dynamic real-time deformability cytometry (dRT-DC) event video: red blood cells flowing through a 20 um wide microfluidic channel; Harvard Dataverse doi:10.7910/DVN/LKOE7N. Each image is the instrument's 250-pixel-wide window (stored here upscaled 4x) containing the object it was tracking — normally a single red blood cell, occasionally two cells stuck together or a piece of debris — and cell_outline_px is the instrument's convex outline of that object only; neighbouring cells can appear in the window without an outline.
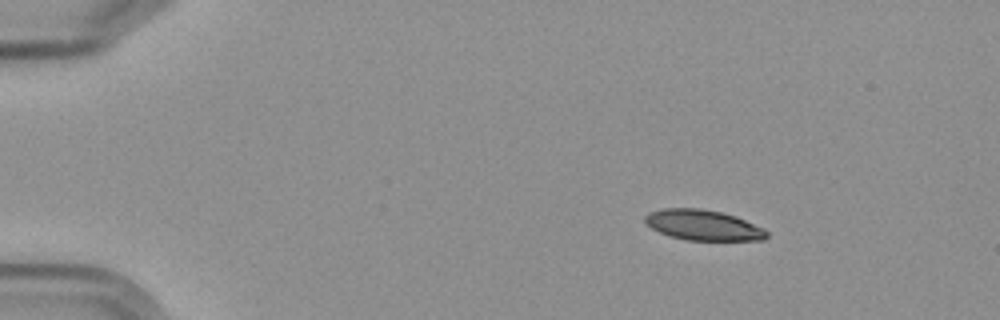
{"species": "Egyptian fruit bat (a non-hibernating species)", "species_latin": "Rousettus aegyptiacus", "temperature_condition": "cold", "stored_images_in_passage": 4, "camera_frame_rate_fps": 3000, "um_per_image_px": 0.085, "frame": {"image": 1, "passage_image": 2, "time_ms": 1.333, "image_size_px": [1000, 320], "cell_outline_px": [[768, 236], [764, 240], [684, 240], [668, 236], [652, 228], [644, 220], [644, 216], [648, 212], [660, 208], [700, 208], [720, 212], [736, 216], [764, 228], [768, 232]], "centroid_in_image_um": [59.76, 19.13], "position_along_channel_um": 25.2, "area_um2": 21.73}}
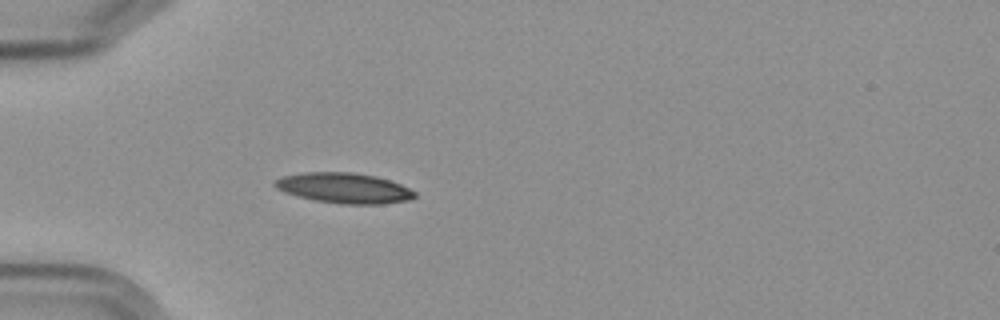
{"frame": {"image": 2, "passage_image": 4, "time_ms": 4.333, "image_size_px": [1000, 320], "cell_outline_px": [[416, 196], [408, 200], [380, 204], [344, 204], [316, 200], [296, 196], [284, 192], [276, 188], [272, 184], [276, 180], [284, 176], [304, 172], [352, 172], [376, 176], [400, 184], [416, 192]], "centroid_in_image_um": [29.23, 15.98], "position_along_channel_um": 55.8, "area_um2": 24.57}}